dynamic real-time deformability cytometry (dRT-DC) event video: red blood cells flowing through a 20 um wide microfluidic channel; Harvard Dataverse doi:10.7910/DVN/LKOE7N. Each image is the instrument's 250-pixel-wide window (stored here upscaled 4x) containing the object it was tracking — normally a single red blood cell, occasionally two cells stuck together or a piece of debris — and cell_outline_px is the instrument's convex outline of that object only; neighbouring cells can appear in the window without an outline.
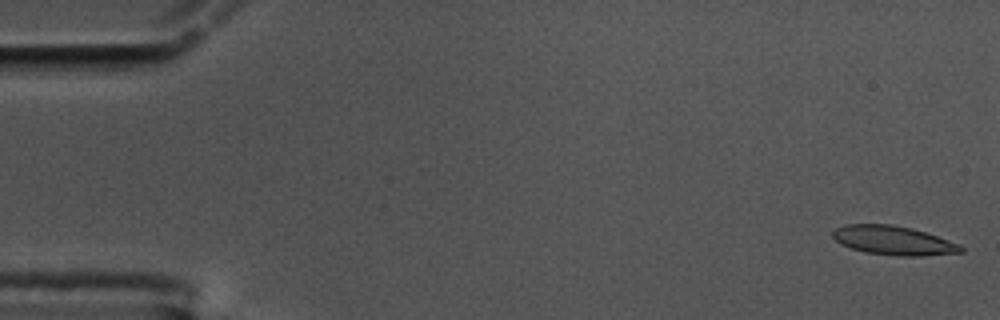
{"species": "common noctule bat (a hibernating species)", "species_latin": "Nyctalus noctula", "temperature_condition": "cold", "stored_images_in_passage": 25, "camera_frame_rate_fps": 3000, "um_per_image_px": 0.085, "animal": {"sex": "male", "body_mass_g": 17.5, "forearm_length_mm": 52.3}, "frame": {"image": 1, "passage_image": 1, "time_ms": 0.0, "image_size_px": [1000, 320], "cell_outline_px": [[964, 252], [920, 256], [900, 256], [864, 252], [840, 244], [832, 236], [832, 232], [836, 228], [844, 224], [892, 224], [912, 228], [960, 244], [964, 248]], "centroid_in_image_um": [75.93, 20.43], "position_along_channel_um": 9.1, "area_um2": 21.68}}
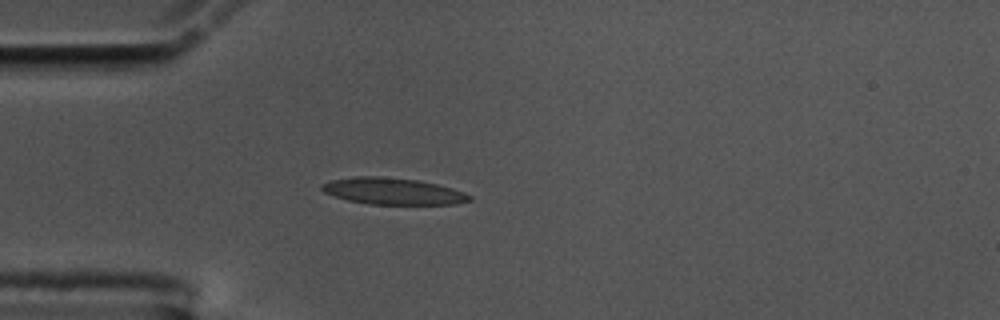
{"frame": {"image": 2, "passage_image": 15, "time_ms": 4.667, "image_size_px": [1000, 320], "cell_outline_px": [[472, 200], [456, 204], [368, 204], [348, 200], [324, 192], [320, 188], [320, 184], [332, 180], [356, 176], [380, 176], [420, 180], [452, 188], [464, 192], [472, 196]], "centroid_in_image_um": [33.41, 16.25], "position_along_channel_um": 51.6, "area_um2": 22.89}}